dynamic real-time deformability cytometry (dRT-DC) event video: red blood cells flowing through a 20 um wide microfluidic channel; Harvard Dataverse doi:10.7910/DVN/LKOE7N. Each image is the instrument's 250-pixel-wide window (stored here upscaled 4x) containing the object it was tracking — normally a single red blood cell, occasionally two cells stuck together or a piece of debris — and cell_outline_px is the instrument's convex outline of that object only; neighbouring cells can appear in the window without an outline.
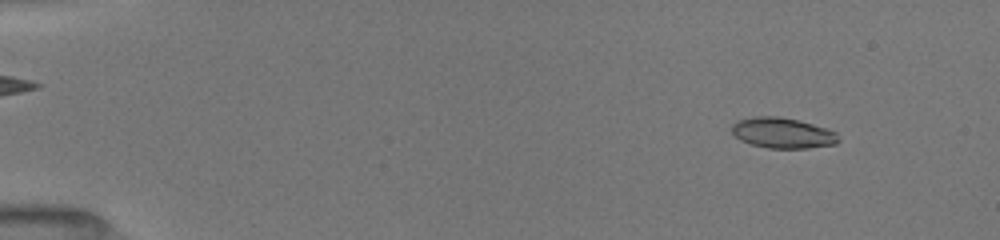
{"species": "common noctule bat (a hibernating species)", "species_latin": "Nyctalus noctula", "temperature_condition": "room temperature", "stored_images_in_passage": 9, "camera_frame_rate_fps": 3000, "um_per_image_px": 0.085, "animal": {"sex": "female", "body_mass_g": 19.5, "forearm_length_mm": 54.1}, "frame": {"image": 1, "passage_image": 2, "time_ms": 1.0, "image_size_px": [1000, 240], "cell_outline_px": [[840, 140], [836, 144], [808, 148], [768, 148], [752, 144], [740, 140], [732, 132], [732, 124], [736, 120], [756, 116], [776, 116], [796, 120], [828, 128], [836, 132]], "centroid_in_image_um": [66.53, 11.3], "position_along_channel_um": 18.5, "area_um2": 18.96}}
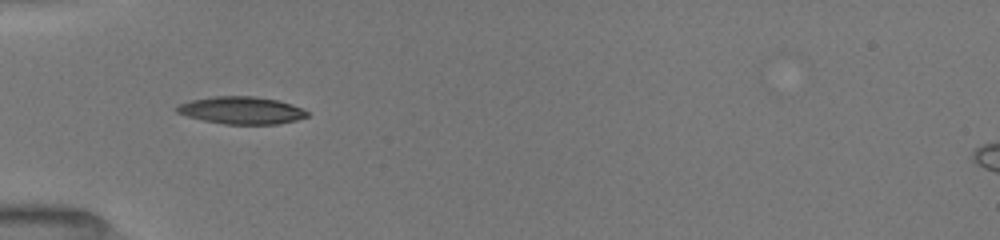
{"frame": {"image": 2, "passage_image": 8, "time_ms": 5.0, "image_size_px": [1000, 240], "cell_outline_px": [[308, 116], [296, 120], [280, 124], [224, 124], [204, 120], [188, 116], [176, 112], [176, 104], [192, 100], [212, 96], [252, 96], [276, 100], [292, 104], [304, 108], [308, 112]], "centroid_in_image_um": [20.53, 9.38], "position_along_channel_um": 64.5, "area_um2": 20.81}}